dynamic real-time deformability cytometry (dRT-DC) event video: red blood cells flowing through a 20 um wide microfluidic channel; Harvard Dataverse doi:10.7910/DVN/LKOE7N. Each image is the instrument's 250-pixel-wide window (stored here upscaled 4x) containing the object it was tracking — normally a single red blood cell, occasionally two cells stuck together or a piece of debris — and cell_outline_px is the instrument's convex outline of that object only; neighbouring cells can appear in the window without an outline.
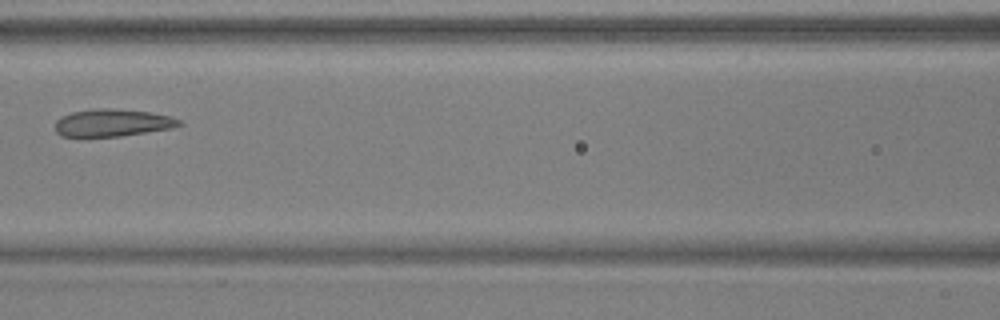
{"species": "common noctule bat (a hibernating species)", "species_latin": "Nyctalus noctula", "temperature_condition": "warm", "stored_images_in_passage": 5, "camera_frame_rate_fps": 3000, "um_per_image_px": 0.085, "animal": {"sex": "male", "body_mass_g": 17.9, "forearm_length_mm": 54.2}, "frame": {"image": 1, "passage_image": 5, "time_ms": 1.333, "image_size_px": [1000, 320], "cell_outline_px": [[184, 124], [172, 128], [120, 136], [60, 136], [56, 132], [56, 120], [60, 116], [72, 112], [96, 108], [112, 108], [148, 112], [168, 116], [180, 120]], "centroid_in_image_um": [9.54, 10.43], "position_along_channel_um": 157.1, "area_um2": 19.65}}